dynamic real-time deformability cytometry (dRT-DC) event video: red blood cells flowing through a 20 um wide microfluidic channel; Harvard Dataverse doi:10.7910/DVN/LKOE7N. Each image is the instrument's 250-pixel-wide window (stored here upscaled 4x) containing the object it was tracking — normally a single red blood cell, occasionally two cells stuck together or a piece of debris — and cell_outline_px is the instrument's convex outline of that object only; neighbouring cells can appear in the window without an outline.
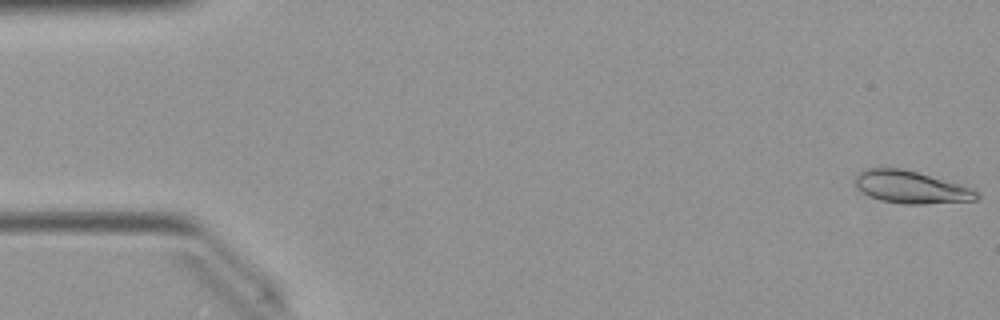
{"species": "Egyptian fruit bat (a non-hibernating species)", "species_latin": "Rousettus aegyptiacus", "temperature_condition": "warm", "stored_images_in_passage": 29, "camera_frame_rate_fps": 3000, "um_per_image_px": 0.085, "animal": {"sex": "female"}, "frame": {"image": 1, "passage_image": 1, "time_ms": 0.0, "image_size_px": [1000, 320], "cell_outline_px": [[980, 196], [976, 200], [924, 204], [900, 204], [880, 200], [868, 196], [856, 188], [852, 180], [864, 168], [900, 168], [916, 172], [972, 188]], "centroid_in_image_um": [77.35, 15.92], "position_along_channel_um": 7.6, "area_um2": 22.95}}
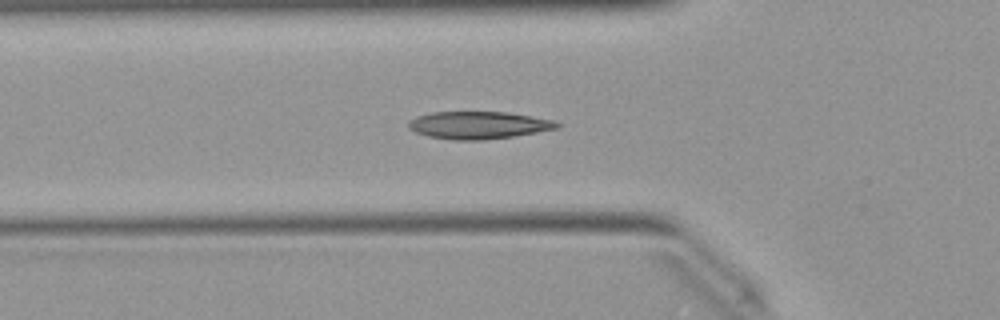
{"frame": {"image": 2, "passage_image": 17, "time_ms": 5.333, "image_size_px": [1000, 320], "cell_outline_px": [[560, 128], [512, 136], [484, 140], [456, 140], [428, 136], [416, 132], [408, 128], [408, 120], [416, 116], [432, 112], [508, 112], [556, 120], [560, 124]], "centroid_in_image_um": [40.68, 10.63], "position_along_channel_um": 85.1, "area_um2": 23.81}}
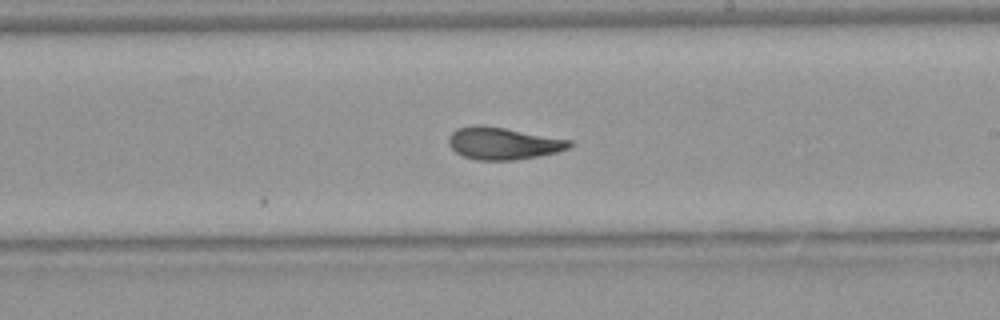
{"frame": {"image": 3, "passage_image": 29, "time_ms": 9.333, "image_size_px": [1000, 320], "cell_outline_px": [[572, 144], [568, 148], [556, 152], [536, 156], [512, 160], [476, 160], [464, 156], [456, 152], [448, 144], [448, 136], [456, 128], [476, 124], [480, 124], [504, 128], [572, 140]], "centroid_in_image_um": [42.72, 12.17], "position_along_channel_um": 246.3, "area_um2": 22.54}}